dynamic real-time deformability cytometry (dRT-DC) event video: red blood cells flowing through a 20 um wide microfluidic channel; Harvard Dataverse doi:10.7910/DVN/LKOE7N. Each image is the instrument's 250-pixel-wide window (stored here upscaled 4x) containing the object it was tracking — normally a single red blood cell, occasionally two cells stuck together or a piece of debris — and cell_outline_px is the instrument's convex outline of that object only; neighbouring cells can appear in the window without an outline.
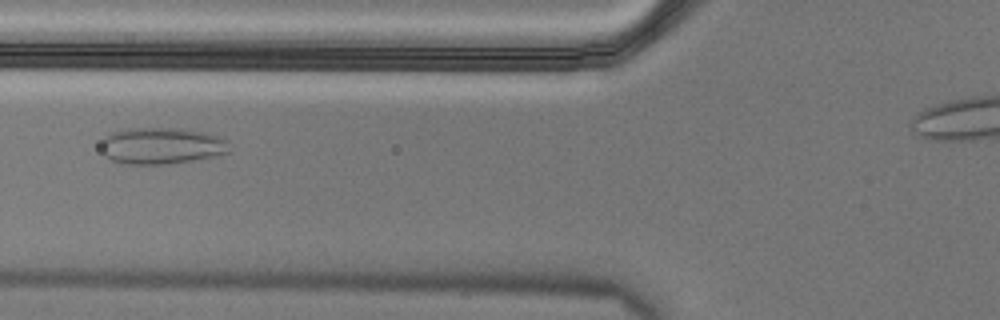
{"species": "Egyptian fruit bat (a non-hibernating species)", "species_latin": "Rousettus aegyptiacus", "temperature_condition": "cold", "stored_images_in_passage": 51, "camera_frame_rate_fps": 3000, "um_per_image_px": 0.085, "animal": {"sex": "male"}, "frame": {"image": 1, "passage_image": 22, "time_ms": 7.0, "image_size_px": [1000, 320], "cell_outline_px": [[232, 152], [220, 156], [168, 164], [124, 164], [112, 160], [104, 156], [100, 144], [104, 136], [112, 132], [128, 128], [188, 128], [224, 136], [228, 140]], "centroid_in_image_um": [13.82, 12.38], "position_along_channel_um": 112.0, "area_um2": 28.26}}